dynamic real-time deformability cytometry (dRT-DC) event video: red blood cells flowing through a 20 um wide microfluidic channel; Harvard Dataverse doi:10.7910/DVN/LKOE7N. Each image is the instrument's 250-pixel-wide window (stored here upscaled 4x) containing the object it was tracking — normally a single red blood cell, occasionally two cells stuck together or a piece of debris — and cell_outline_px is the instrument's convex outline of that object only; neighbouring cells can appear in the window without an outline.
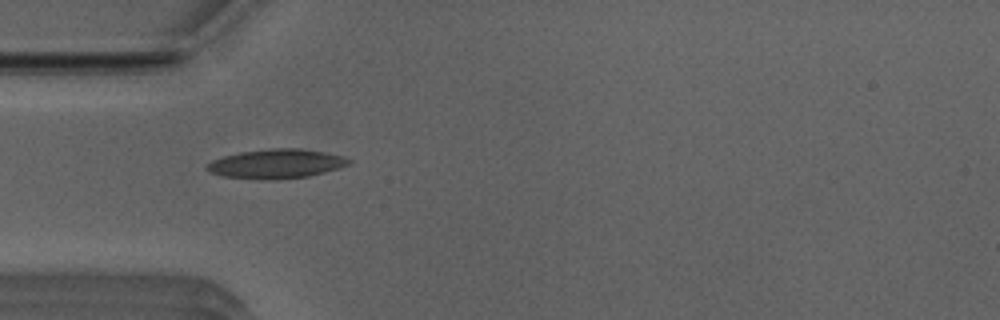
{"species": "Egyptian fruit bat (a non-hibernating species)", "species_latin": "Rousettus aegyptiacus", "temperature_condition": "room temperature", "stored_images_in_passage": 37, "camera_frame_rate_fps": 3000, "um_per_image_px": 0.085, "animal": {"sex": "male"}, "frame": {"image": 1, "passage_image": 1, "time_ms": 0.0, "image_size_px": [1000, 320], "cell_outline_px": [[352, 164], [340, 168], [308, 176], [224, 176], [212, 172], [204, 168], [212, 160], [224, 156], [240, 152], [268, 148], [300, 148], [324, 152], [340, 156], [352, 160]], "centroid_in_image_um": [23.55, 13.85], "position_along_channel_um": 61.4, "area_um2": 22.83}}
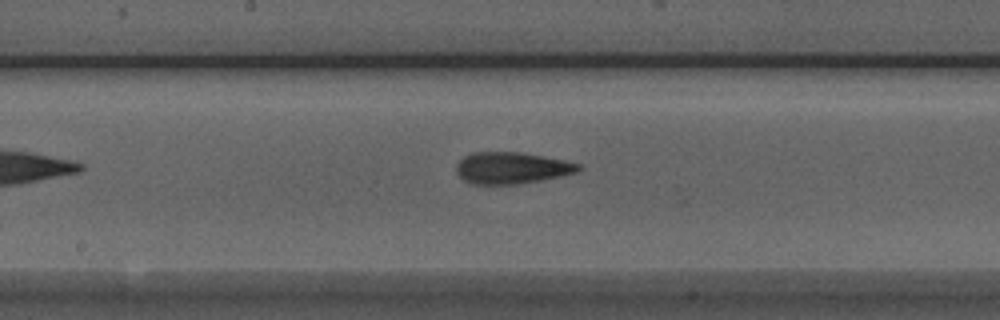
{"frame": {"image": 2, "passage_image": 12, "time_ms": 3.667, "image_size_px": [1000, 320], "cell_outline_px": [[584, 168], [576, 172], [560, 176], [540, 180], [516, 184], [472, 184], [464, 180], [456, 172], [456, 164], [464, 156], [472, 152], [520, 152], [544, 156], [564, 160], [580, 164]], "centroid_in_image_um": [43.48, 14.27], "position_along_channel_um": 204.7, "area_um2": 22.48}}
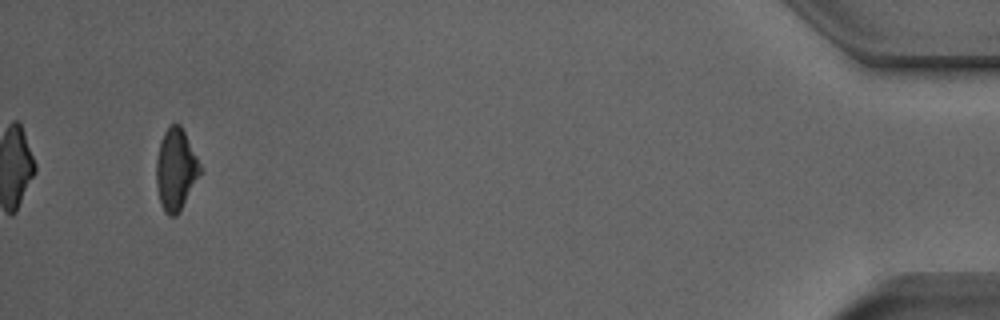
{"frame": {"image": 3, "passage_image": 35, "time_ms": 11.333, "image_size_px": [1000, 320], "cell_outline_px": [[200, 172], [180, 212], [176, 216], [168, 216], [164, 212], [160, 204], [156, 188], [156, 160], [160, 140], [164, 132], [172, 124], [180, 124], [200, 164]], "centroid_in_image_um": [14.9, 14.45], "position_along_channel_um": 420.3, "area_um2": 20.63}, "authors_computed_cell_mechanics": {"area_um2": 21.964, "velocity_mm_per_s": 3.9234, "shape_relaxation_time_tau1_ms": 4.5721, "shape_relaxation_time_tau2_ms": 2.8591, "deformation_change_tau1": 0.1315, "deformation_change_tau2": 0.1192}}